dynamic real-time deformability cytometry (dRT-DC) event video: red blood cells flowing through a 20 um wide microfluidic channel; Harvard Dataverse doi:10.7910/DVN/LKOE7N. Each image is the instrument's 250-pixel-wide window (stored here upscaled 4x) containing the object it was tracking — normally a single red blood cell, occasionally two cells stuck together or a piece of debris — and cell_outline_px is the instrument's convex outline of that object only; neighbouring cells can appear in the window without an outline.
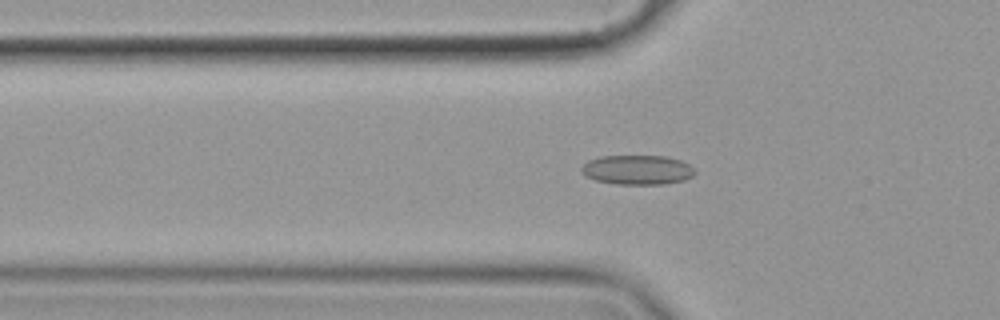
{"species": "common noctule bat (a hibernating species)", "species_latin": "Nyctalus noctula", "temperature_condition": "cold", "stored_images_in_passage": 56, "camera_frame_rate_fps": 3000, "um_per_image_px": 0.085, "animal": {"sex": "female", "body_mass_g": 19.9}, "frame": {"image": 1, "passage_image": 19, "time_ms": 6.0, "image_size_px": [1000, 320], "cell_outline_px": [[696, 172], [692, 176], [684, 180], [664, 184], [616, 184], [596, 180], [584, 176], [580, 172], [580, 168], [588, 160], [600, 156], [664, 156], [680, 160], [688, 164]], "centroid_in_image_um": [54.13, 14.44], "position_along_channel_um": 71.7, "area_um2": 19.54}}
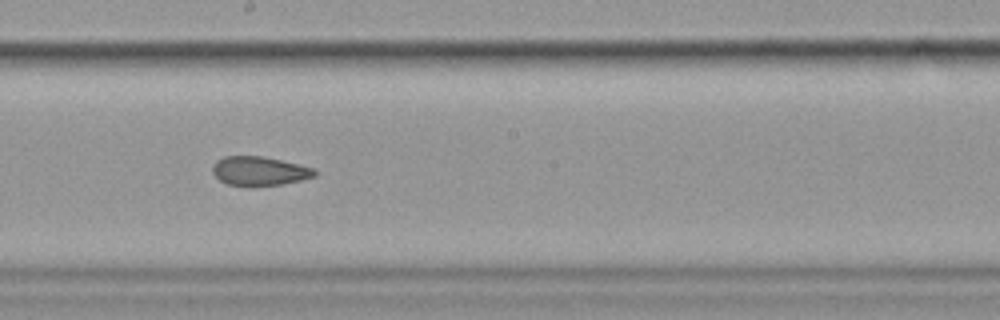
{"frame": {"image": 2, "passage_image": 32, "time_ms": 10.333, "image_size_px": [1000, 320], "cell_outline_px": [[316, 176], [300, 180], [280, 184], [248, 188], [228, 184], [220, 180], [212, 172], [212, 168], [216, 160], [224, 156], [264, 156], [316, 168]], "centroid_in_image_um": [22.04, 14.55], "position_along_channel_um": 226.2, "area_um2": 17.63}}
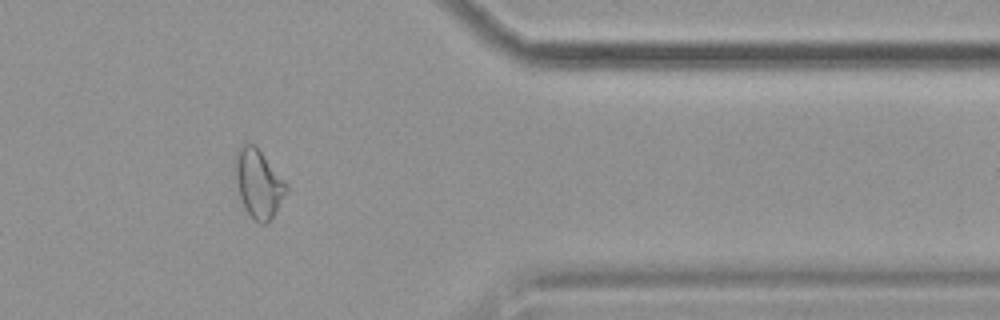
{"frame": {"image": 3, "passage_image": 47, "time_ms": 15.333, "image_size_px": [1000, 320], "cell_outline_px": [[288, 188], [276, 212], [268, 224], [260, 224], [244, 208], [240, 196], [236, 176], [236, 152], [248, 140], [260, 152], [288, 184]], "centroid_in_image_um": [21.99, 15.63], "position_along_channel_um": 389.4, "area_um2": 19.77}, "authors_computed_cell_mechanics": {"area_um2": 19.3919, "velocity_mm_per_s": 3.5668, "shape_relaxation_time_tau1_ms": null, "shape_relaxation_time_tau2_ms": 3.2043, "deformation_change_tau1": null, "deformation_change_tau2": 0.0836}}